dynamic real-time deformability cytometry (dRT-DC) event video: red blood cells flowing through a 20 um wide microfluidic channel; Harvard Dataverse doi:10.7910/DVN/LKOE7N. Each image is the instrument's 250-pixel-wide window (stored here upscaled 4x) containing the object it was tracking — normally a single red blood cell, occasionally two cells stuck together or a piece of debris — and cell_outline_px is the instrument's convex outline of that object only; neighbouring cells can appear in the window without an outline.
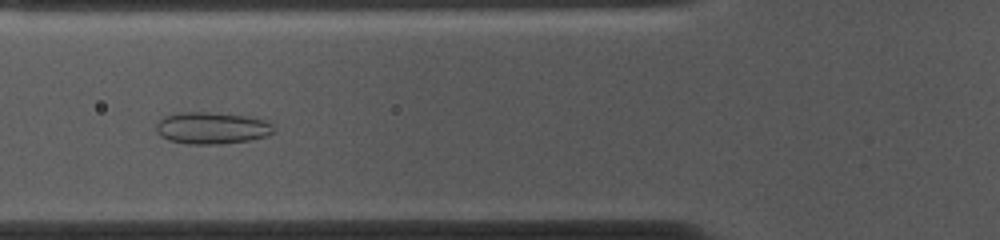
{"species": "common noctule bat (a hibernating species)", "species_latin": "Nyctalus noctula", "temperature_condition": "cold", "stored_images_in_passage": 54, "camera_frame_rate_fps": 3000, "um_per_image_px": 0.085, "animal": {"sex": "female", "body_mass_g": 10.0, "forearm_length_mm": 53.1}, "frame": {"image": 1, "passage_image": 19, "time_ms": 6.0, "image_size_px": [1000, 240], "cell_outline_px": [[276, 128], [268, 136], [252, 140], [220, 144], [188, 144], [168, 140], [160, 136], [156, 132], [156, 124], [164, 116], [184, 112], [208, 112], [248, 116], [268, 120]], "centroid_in_image_um": [18.04, 10.89], "position_along_channel_um": 107.8, "area_um2": 22.08}}
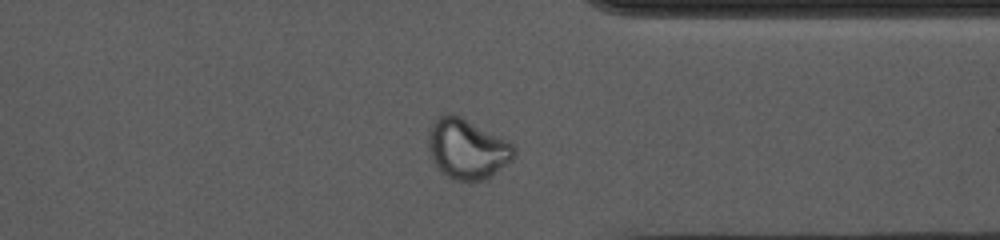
{"frame": {"image": 2, "passage_image": 41, "time_ms": 13.333, "image_size_px": [1000, 240], "cell_outline_px": [[516, 152], [512, 160], [488, 176], [480, 180], [456, 180], [448, 176], [432, 160], [428, 148], [428, 132], [432, 120], [436, 116], [460, 116], [508, 140], [512, 144]], "centroid_in_image_um": [39.69, 12.63], "position_along_channel_um": 371.7, "area_um2": 29.36}}
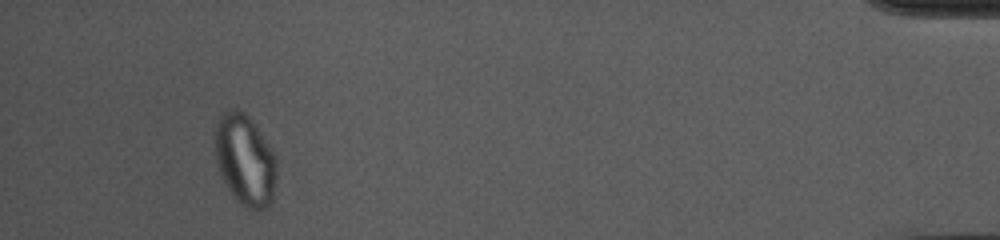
{"frame": {"image": 3, "passage_image": 50, "time_ms": 16.333, "image_size_px": [1000, 240], "cell_outline_px": [[276, 176], [272, 204], [268, 208], [256, 212], [240, 204], [236, 200], [228, 188], [216, 164], [216, 124], [220, 116], [224, 112], [232, 108], [236, 108], [244, 112], [248, 116], [272, 148], [276, 156]], "centroid_in_image_um": [20.86, 13.64], "position_along_channel_um": 414.3, "area_um2": 32.83}, "authors_computed_cell_mechanics": {"area_um2": 28.3798, "velocity_mm_per_s": 3.673, "shape_relaxation_time_tau1_ms": null, "shape_relaxation_time_tau2_ms": 1.3072, "deformation_change_tau1": null, "deformation_change_tau2": 0.0667}}